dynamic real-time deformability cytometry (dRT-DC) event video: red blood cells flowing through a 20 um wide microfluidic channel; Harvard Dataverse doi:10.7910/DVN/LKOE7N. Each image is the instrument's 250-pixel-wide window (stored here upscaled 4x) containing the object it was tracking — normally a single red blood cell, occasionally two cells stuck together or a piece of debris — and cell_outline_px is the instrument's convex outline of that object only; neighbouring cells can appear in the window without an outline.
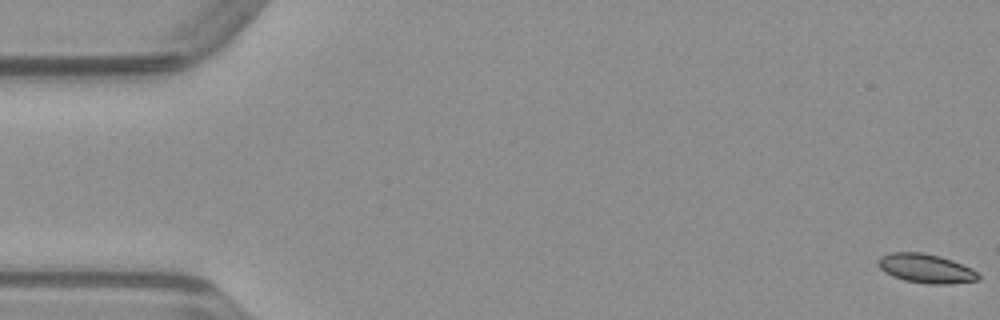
{"species": "common noctule bat (a hibernating species)", "species_latin": "Nyctalus noctula", "temperature_condition": "warm", "stored_images_in_passage": 50, "camera_frame_rate_fps": 3000, "um_per_image_px": 0.085, "animal": {"sex": "male", "body_mass_g": 23.1, "forearm_length_mm": 52.7}, "frame": {"image": 1, "passage_image": 1, "time_ms": 0.0, "image_size_px": [1000, 320], "cell_outline_px": [[980, 280], [948, 284], [928, 284], [904, 280], [892, 276], [884, 272], [880, 268], [880, 256], [892, 252], [924, 252], [940, 256], [952, 260], [972, 268], [980, 276]], "centroid_in_image_um": [78.73, 22.82], "position_along_channel_um": 6.3, "area_um2": 16.99}}
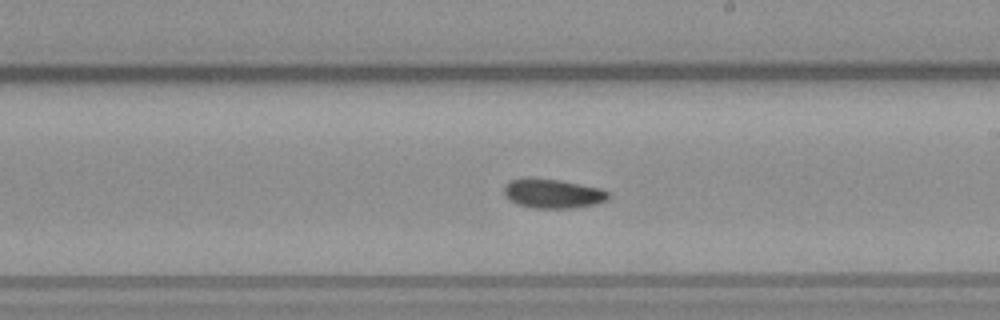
{"frame": {"image": 2, "passage_image": 29, "time_ms": 9.333, "image_size_px": [1000, 320], "cell_outline_px": [[612, 196], [608, 200], [596, 204], [572, 208], [532, 208], [520, 204], [504, 196], [504, 188], [508, 180], [560, 180], [600, 188], [608, 192]], "centroid_in_image_um": [47.07, 16.48], "position_along_channel_um": 241.9, "area_um2": 17.34}}
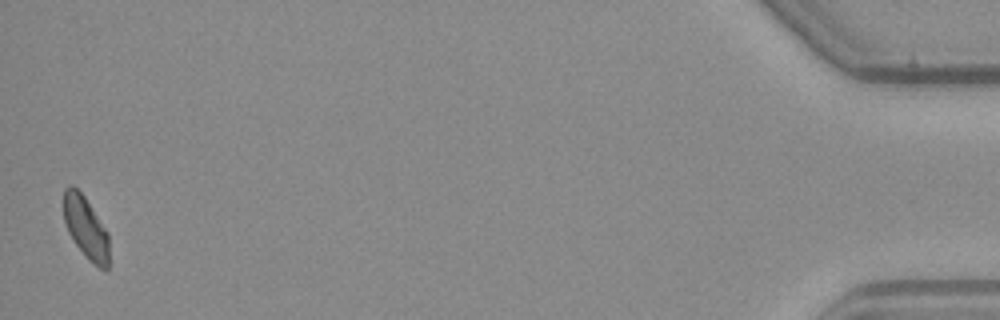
{"frame": {"image": 3, "passage_image": 50, "time_ms": 16.333, "image_size_px": [1000, 320], "cell_outline_px": [[108, 268], [100, 268], [76, 244], [68, 232], [64, 220], [64, 188], [68, 184], [72, 184], [84, 196], [108, 232]], "centroid_in_image_um": [7.27, 19.27], "position_along_channel_um": 427.9, "area_um2": 15.9}}